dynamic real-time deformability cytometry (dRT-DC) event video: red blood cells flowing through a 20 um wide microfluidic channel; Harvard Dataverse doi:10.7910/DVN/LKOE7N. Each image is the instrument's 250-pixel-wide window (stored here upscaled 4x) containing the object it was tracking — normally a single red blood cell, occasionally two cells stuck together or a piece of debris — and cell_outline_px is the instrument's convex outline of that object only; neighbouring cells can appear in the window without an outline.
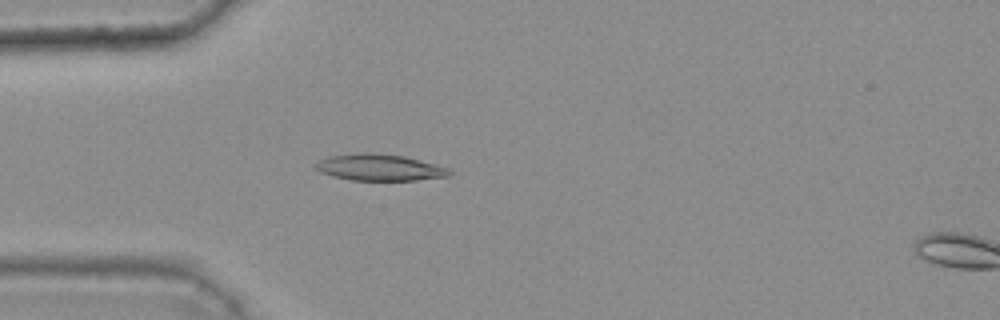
{"species": "common noctule bat (a hibernating species)", "species_latin": "Nyctalus noctula", "temperature_condition": "warm", "stored_images_in_passage": 43, "camera_frame_rate_fps": 3000, "um_per_image_px": 0.085, "animal": {"sex": "female", "body_mass_g": 25.1}, "frame": {"image": 1, "passage_image": 12, "time_ms": 3.667, "image_size_px": [1000, 320], "cell_outline_px": [[452, 172], [448, 176], [416, 180], [352, 180], [332, 176], [320, 172], [312, 168], [320, 160], [328, 156], [356, 152], [368, 152], [404, 156], [448, 168]], "centroid_in_image_um": [32.19, 14.23], "position_along_channel_um": 52.8, "area_um2": 20.63}}
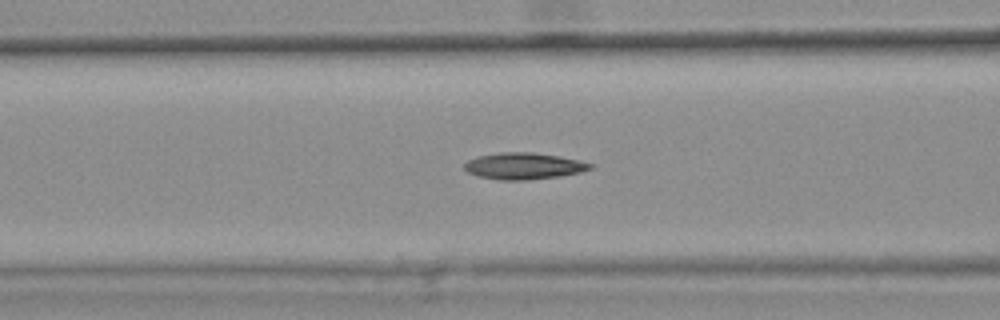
{"frame": {"image": 2, "passage_image": 18, "time_ms": 5.667, "image_size_px": [1000, 320], "cell_outline_px": [[592, 168], [580, 172], [560, 176], [524, 180], [500, 180], [480, 176], [468, 172], [464, 168], [464, 164], [468, 160], [476, 156], [500, 152], [532, 152], [560, 156], [592, 164]], "centroid_in_image_um": [44.48, 14.1], "position_along_channel_um": 122.1, "area_um2": 19.31}}
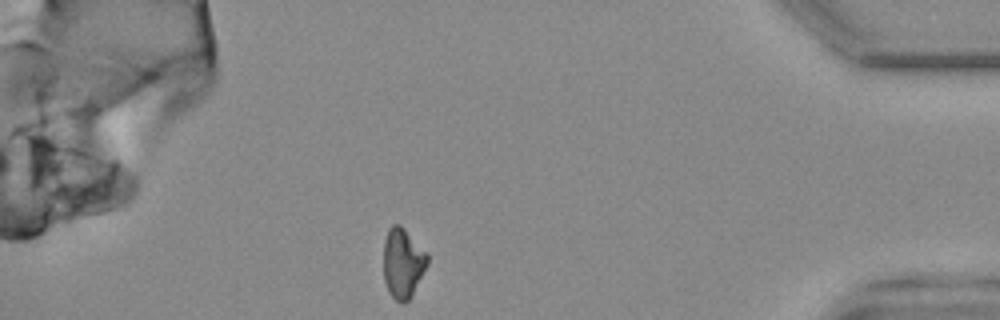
{"frame": {"image": 3, "passage_image": 43, "time_ms": 14.0, "image_size_px": [1000, 320], "cell_outline_px": [[428, 264], [412, 296], [404, 304], [400, 304], [388, 292], [384, 280], [384, 240], [388, 228], [392, 224], [400, 224], [428, 252]], "centroid_in_image_um": [34.25, 22.36], "position_along_channel_um": 401.0, "area_um2": 18.21}}